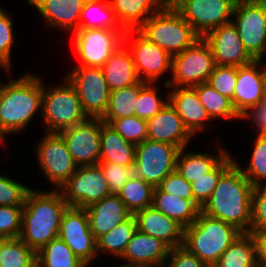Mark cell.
Here are the masks:
<instances>
[{"mask_svg": "<svg viewBox=\"0 0 266 267\" xmlns=\"http://www.w3.org/2000/svg\"><path fill=\"white\" fill-rule=\"evenodd\" d=\"M215 67L209 43L200 37L189 48L172 57V79H167L165 86L193 87L208 82Z\"/></svg>", "mask_w": 266, "mask_h": 267, "instance_id": "cell-7", "label": "cell"}, {"mask_svg": "<svg viewBox=\"0 0 266 267\" xmlns=\"http://www.w3.org/2000/svg\"><path fill=\"white\" fill-rule=\"evenodd\" d=\"M167 93L170 105L176 110L185 127L193 135L203 131L207 121L212 120L193 87H174Z\"/></svg>", "mask_w": 266, "mask_h": 267, "instance_id": "cell-23", "label": "cell"}, {"mask_svg": "<svg viewBox=\"0 0 266 267\" xmlns=\"http://www.w3.org/2000/svg\"><path fill=\"white\" fill-rule=\"evenodd\" d=\"M125 30L78 29L74 49L81 60L78 66L102 67L111 54L123 44Z\"/></svg>", "mask_w": 266, "mask_h": 267, "instance_id": "cell-14", "label": "cell"}, {"mask_svg": "<svg viewBox=\"0 0 266 267\" xmlns=\"http://www.w3.org/2000/svg\"><path fill=\"white\" fill-rule=\"evenodd\" d=\"M3 84L0 81V137L4 141L7 134L24 130L34 114L41 112L43 82L29 72Z\"/></svg>", "mask_w": 266, "mask_h": 267, "instance_id": "cell-3", "label": "cell"}, {"mask_svg": "<svg viewBox=\"0 0 266 267\" xmlns=\"http://www.w3.org/2000/svg\"><path fill=\"white\" fill-rule=\"evenodd\" d=\"M154 187L136 177L129 179L118 193L128 211L134 215L136 212L153 205Z\"/></svg>", "mask_w": 266, "mask_h": 267, "instance_id": "cell-37", "label": "cell"}, {"mask_svg": "<svg viewBox=\"0 0 266 267\" xmlns=\"http://www.w3.org/2000/svg\"><path fill=\"white\" fill-rule=\"evenodd\" d=\"M167 260V267H209L184 246L172 248Z\"/></svg>", "mask_w": 266, "mask_h": 267, "instance_id": "cell-51", "label": "cell"}, {"mask_svg": "<svg viewBox=\"0 0 266 267\" xmlns=\"http://www.w3.org/2000/svg\"><path fill=\"white\" fill-rule=\"evenodd\" d=\"M132 34L134 39H131ZM123 44L131 54L141 81L154 84L168 69L171 71L172 57L138 30H127Z\"/></svg>", "mask_w": 266, "mask_h": 267, "instance_id": "cell-12", "label": "cell"}, {"mask_svg": "<svg viewBox=\"0 0 266 267\" xmlns=\"http://www.w3.org/2000/svg\"><path fill=\"white\" fill-rule=\"evenodd\" d=\"M238 74V67L216 65L210 75L208 83L221 95L228 97L234 107V92Z\"/></svg>", "mask_w": 266, "mask_h": 267, "instance_id": "cell-43", "label": "cell"}, {"mask_svg": "<svg viewBox=\"0 0 266 267\" xmlns=\"http://www.w3.org/2000/svg\"><path fill=\"white\" fill-rule=\"evenodd\" d=\"M179 150L174 145L146 139L136 145L135 176L158 187L167 175L176 170Z\"/></svg>", "mask_w": 266, "mask_h": 267, "instance_id": "cell-9", "label": "cell"}, {"mask_svg": "<svg viewBox=\"0 0 266 267\" xmlns=\"http://www.w3.org/2000/svg\"><path fill=\"white\" fill-rule=\"evenodd\" d=\"M13 21L0 7V67L8 72L11 70V47L14 42Z\"/></svg>", "mask_w": 266, "mask_h": 267, "instance_id": "cell-45", "label": "cell"}, {"mask_svg": "<svg viewBox=\"0 0 266 267\" xmlns=\"http://www.w3.org/2000/svg\"><path fill=\"white\" fill-rule=\"evenodd\" d=\"M68 207L60 190L30 189L24 201L19 238L37 253L58 238L61 219Z\"/></svg>", "mask_w": 266, "mask_h": 267, "instance_id": "cell-2", "label": "cell"}, {"mask_svg": "<svg viewBox=\"0 0 266 267\" xmlns=\"http://www.w3.org/2000/svg\"><path fill=\"white\" fill-rule=\"evenodd\" d=\"M252 119L254 128H257L258 138H266V98L264 97L239 114V119Z\"/></svg>", "mask_w": 266, "mask_h": 267, "instance_id": "cell-50", "label": "cell"}, {"mask_svg": "<svg viewBox=\"0 0 266 267\" xmlns=\"http://www.w3.org/2000/svg\"><path fill=\"white\" fill-rule=\"evenodd\" d=\"M237 0H177L172 6L204 38L210 31L228 24Z\"/></svg>", "mask_w": 266, "mask_h": 267, "instance_id": "cell-11", "label": "cell"}, {"mask_svg": "<svg viewBox=\"0 0 266 267\" xmlns=\"http://www.w3.org/2000/svg\"><path fill=\"white\" fill-rule=\"evenodd\" d=\"M200 102L203 104L209 117L214 119H239V115L235 111L232 101L217 92L208 82L195 85Z\"/></svg>", "mask_w": 266, "mask_h": 267, "instance_id": "cell-36", "label": "cell"}, {"mask_svg": "<svg viewBox=\"0 0 266 267\" xmlns=\"http://www.w3.org/2000/svg\"><path fill=\"white\" fill-rule=\"evenodd\" d=\"M64 79L63 84L50 89L43 83L41 116L47 133H59L88 119L77 91L66 77Z\"/></svg>", "mask_w": 266, "mask_h": 267, "instance_id": "cell-6", "label": "cell"}, {"mask_svg": "<svg viewBox=\"0 0 266 267\" xmlns=\"http://www.w3.org/2000/svg\"><path fill=\"white\" fill-rule=\"evenodd\" d=\"M256 138L249 166H239L254 187L266 186V138Z\"/></svg>", "mask_w": 266, "mask_h": 267, "instance_id": "cell-41", "label": "cell"}, {"mask_svg": "<svg viewBox=\"0 0 266 267\" xmlns=\"http://www.w3.org/2000/svg\"><path fill=\"white\" fill-rule=\"evenodd\" d=\"M253 188L235 161L221 175L211 197L201 207V212L235 226L242 233H249Z\"/></svg>", "mask_w": 266, "mask_h": 267, "instance_id": "cell-1", "label": "cell"}, {"mask_svg": "<svg viewBox=\"0 0 266 267\" xmlns=\"http://www.w3.org/2000/svg\"><path fill=\"white\" fill-rule=\"evenodd\" d=\"M1 267H36V252L20 238L0 239Z\"/></svg>", "mask_w": 266, "mask_h": 267, "instance_id": "cell-38", "label": "cell"}, {"mask_svg": "<svg viewBox=\"0 0 266 267\" xmlns=\"http://www.w3.org/2000/svg\"><path fill=\"white\" fill-rule=\"evenodd\" d=\"M118 267H132V266L120 265Z\"/></svg>", "mask_w": 266, "mask_h": 267, "instance_id": "cell-55", "label": "cell"}, {"mask_svg": "<svg viewBox=\"0 0 266 267\" xmlns=\"http://www.w3.org/2000/svg\"><path fill=\"white\" fill-rule=\"evenodd\" d=\"M40 170L58 189L76 172L74 162L66 142L59 133H47L36 144Z\"/></svg>", "mask_w": 266, "mask_h": 267, "instance_id": "cell-15", "label": "cell"}, {"mask_svg": "<svg viewBox=\"0 0 266 267\" xmlns=\"http://www.w3.org/2000/svg\"><path fill=\"white\" fill-rule=\"evenodd\" d=\"M30 189L25 184L0 175V206H24L25 197Z\"/></svg>", "mask_w": 266, "mask_h": 267, "instance_id": "cell-46", "label": "cell"}, {"mask_svg": "<svg viewBox=\"0 0 266 267\" xmlns=\"http://www.w3.org/2000/svg\"><path fill=\"white\" fill-rule=\"evenodd\" d=\"M80 98L88 118H101L107 109L110 90L102 68L77 66L66 75Z\"/></svg>", "mask_w": 266, "mask_h": 267, "instance_id": "cell-10", "label": "cell"}, {"mask_svg": "<svg viewBox=\"0 0 266 267\" xmlns=\"http://www.w3.org/2000/svg\"><path fill=\"white\" fill-rule=\"evenodd\" d=\"M146 82L110 91L108 106L101 120H115L135 115L139 91Z\"/></svg>", "mask_w": 266, "mask_h": 267, "instance_id": "cell-33", "label": "cell"}, {"mask_svg": "<svg viewBox=\"0 0 266 267\" xmlns=\"http://www.w3.org/2000/svg\"><path fill=\"white\" fill-rule=\"evenodd\" d=\"M78 167L98 165L100 161L101 118L85 122L59 132Z\"/></svg>", "mask_w": 266, "mask_h": 267, "instance_id": "cell-17", "label": "cell"}, {"mask_svg": "<svg viewBox=\"0 0 266 267\" xmlns=\"http://www.w3.org/2000/svg\"><path fill=\"white\" fill-rule=\"evenodd\" d=\"M58 190H61L69 206L84 209L111 194L99 165L77 167L76 172Z\"/></svg>", "mask_w": 266, "mask_h": 267, "instance_id": "cell-13", "label": "cell"}, {"mask_svg": "<svg viewBox=\"0 0 266 267\" xmlns=\"http://www.w3.org/2000/svg\"><path fill=\"white\" fill-rule=\"evenodd\" d=\"M109 2L125 31L138 30L151 15L166 5L164 0H109Z\"/></svg>", "mask_w": 266, "mask_h": 267, "instance_id": "cell-27", "label": "cell"}, {"mask_svg": "<svg viewBox=\"0 0 266 267\" xmlns=\"http://www.w3.org/2000/svg\"><path fill=\"white\" fill-rule=\"evenodd\" d=\"M264 94L266 98V65H265V73H264Z\"/></svg>", "mask_w": 266, "mask_h": 267, "instance_id": "cell-53", "label": "cell"}, {"mask_svg": "<svg viewBox=\"0 0 266 267\" xmlns=\"http://www.w3.org/2000/svg\"><path fill=\"white\" fill-rule=\"evenodd\" d=\"M235 162L228 153L211 171L191 183L194 201L202 207L211 197L221 175Z\"/></svg>", "mask_w": 266, "mask_h": 267, "instance_id": "cell-39", "label": "cell"}, {"mask_svg": "<svg viewBox=\"0 0 266 267\" xmlns=\"http://www.w3.org/2000/svg\"><path fill=\"white\" fill-rule=\"evenodd\" d=\"M58 237L87 266L97 257V239L93 236L84 208L69 206L64 212Z\"/></svg>", "mask_w": 266, "mask_h": 267, "instance_id": "cell-16", "label": "cell"}, {"mask_svg": "<svg viewBox=\"0 0 266 267\" xmlns=\"http://www.w3.org/2000/svg\"><path fill=\"white\" fill-rule=\"evenodd\" d=\"M124 30L119 24L109 0H86L81 11L79 29Z\"/></svg>", "mask_w": 266, "mask_h": 267, "instance_id": "cell-32", "label": "cell"}, {"mask_svg": "<svg viewBox=\"0 0 266 267\" xmlns=\"http://www.w3.org/2000/svg\"><path fill=\"white\" fill-rule=\"evenodd\" d=\"M249 233L253 235H266V186H256L253 188Z\"/></svg>", "mask_w": 266, "mask_h": 267, "instance_id": "cell-44", "label": "cell"}, {"mask_svg": "<svg viewBox=\"0 0 266 267\" xmlns=\"http://www.w3.org/2000/svg\"><path fill=\"white\" fill-rule=\"evenodd\" d=\"M136 145L126 141L108 123L101 120L100 161L134 166Z\"/></svg>", "mask_w": 266, "mask_h": 267, "instance_id": "cell-29", "label": "cell"}, {"mask_svg": "<svg viewBox=\"0 0 266 267\" xmlns=\"http://www.w3.org/2000/svg\"><path fill=\"white\" fill-rule=\"evenodd\" d=\"M166 99L167 101L159 97L153 83H147L139 91L135 116L146 121L149 120L169 103L168 97Z\"/></svg>", "mask_w": 266, "mask_h": 267, "instance_id": "cell-42", "label": "cell"}, {"mask_svg": "<svg viewBox=\"0 0 266 267\" xmlns=\"http://www.w3.org/2000/svg\"><path fill=\"white\" fill-rule=\"evenodd\" d=\"M153 206L167 217L176 220L184 228L190 226L201 211L194 199H183L154 187Z\"/></svg>", "mask_w": 266, "mask_h": 267, "instance_id": "cell-28", "label": "cell"}, {"mask_svg": "<svg viewBox=\"0 0 266 267\" xmlns=\"http://www.w3.org/2000/svg\"><path fill=\"white\" fill-rule=\"evenodd\" d=\"M158 187L168 194H173L183 199H194L191 183L184 179L177 170L167 175Z\"/></svg>", "mask_w": 266, "mask_h": 267, "instance_id": "cell-49", "label": "cell"}, {"mask_svg": "<svg viewBox=\"0 0 266 267\" xmlns=\"http://www.w3.org/2000/svg\"><path fill=\"white\" fill-rule=\"evenodd\" d=\"M85 210L91 232L96 239L132 215L118 194H110Z\"/></svg>", "mask_w": 266, "mask_h": 267, "instance_id": "cell-24", "label": "cell"}, {"mask_svg": "<svg viewBox=\"0 0 266 267\" xmlns=\"http://www.w3.org/2000/svg\"><path fill=\"white\" fill-rule=\"evenodd\" d=\"M136 230L137 222L135 216L131 215L127 220L97 239V252L104 251L120 258Z\"/></svg>", "mask_w": 266, "mask_h": 267, "instance_id": "cell-35", "label": "cell"}, {"mask_svg": "<svg viewBox=\"0 0 266 267\" xmlns=\"http://www.w3.org/2000/svg\"><path fill=\"white\" fill-rule=\"evenodd\" d=\"M234 21L245 49L255 60L266 54V0H237Z\"/></svg>", "mask_w": 266, "mask_h": 267, "instance_id": "cell-8", "label": "cell"}, {"mask_svg": "<svg viewBox=\"0 0 266 267\" xmlns=\"http://www.w3.org/2000/svg\"><path fill=\"white\" fill-rule=\"evenodd\" d=\"M138 31L171 57L183 52L200 38L172 5H165L151 15Z\"/></svg>", "mask_w": 266, "mask_h": 267, "instance_id": "cell-5", "label": "cell"}, {"mask_svg": "<svg viewBox=\"0 0 266 267\" xmlns=\"http://www.w3.org/2000/svg\"><path fill=\"white\" fill-rule=\"evenodd\" d=\"M108 123L126 141L138 145L147 139V121L137 116H129L115 120H102Z\"/></svg>", "mask_w": 266, "mask_h": 267, "instance_id": "cell-40", "label": "cell"}, {"mask_svg": "<svg viewBox=\"0 0 266 267\" xmlns=\"http://www.w3.org/2000/svg\"><path fill=\"white\" fill-rule=\"evenodd\" d=\"M98 165L107 179L111 194H118L123 185L135 175L134 166H122L102 161H99Z\"/></svg>", "mask_w": 266, "mask_h": 267, "instance_id": "cell-48", "label": "cell"}, {"mask_svg": "<svg viewBox=\"0 0 266 267\" xmlns=\"http://www.w3.org/2000/svg\"><path fill=\"white\" fill-rule=\"evenodd\" d=\"M137 230L166 243L171 249L183 246L184 227L153 205L134 214Z\"/></svg>", "mask_w": 266, "mask_h": 267, "instance_id": "cell-21", "label": "cell"}, {"mask_svg": "<svg viewBox=\"0 0 266 267\" xmlns=\"http://www.w3.org/2000/svg\"><path fill=\"white\" fill-rule=\"evenodd\" d=\"M261 61L262 60H254L249 64L238 67L234 92V109L238 115L265 97V64L262 68Z\"/></svg>", "mask_w": 266, "mask_h": 267, "instance_id": "cell-22", "label": "cell"}, {"mask_svg": "<svg viewBox=\"0 0 266 267\" xmlns=\"http://www.w3.org/2000/svg\"><path fill=\"white\" fill-rule=\"evenodd\" d=\"M86 0H28L40 12L45 23L67 31L79 29L81 11Z\"/></svg>", "mask_w": 266, "mask_h": 267, "instance_id": "cell-25", "label": "cell"}, {"mask_svg": "<svg viewBox=\"0 0 266 267\" xmlns=\"http://www.w3.org/2000/svg\"><path fill=\"white\" fill-rule=\"evenodd\" d=\"M171 248L163 241L136 230L132 239L120 257L126 266L162 267L169 256Z\"/></svg>", "mask_w": 266, "mask_h": 267, "instance_id": "cell-19", "label": "cell"}, {"mask_svg": "<svg viewBox=\"0 0 266 267\" xmlns=\"http://www.w3.org/2000/svg\"><path fill=\"white\" fill-rule=\"evenodd\" d=\"M23 206H0V239L19 238Z\"/></svg>", "mask_w": 266, "mask_h": 267, "instance_id": "cell-47", "label": "cell"}, {"mask_svg": "<svg viewBox=\"0 0 266 267\" xmlns=\"http://www.w3.org/2000/svg\"><path fill=\"white\" fill-rule=\"evenodd\" d=\"M36 267H87L59 237L36 253Z\"/></svg>", "mask_w": 266, "mask_h": 267, "instance_id": "cell-34", "label": "cell"}, {"mask_svg": "<svg viewBox=\"0 0 266 267\" xmlns=\"http://www.w3.org/2000/svg\"><path fill=\"white\" fill-rule=\"evenodd\" d=\"M241 233L235 226L200 211L197 219L184 228L183 246L212 267Z\"/></svg>", "mask_w": 266, "mask_h": 267, "instance_id": "cell-4", "label": "cell"}, {"mask_svg": "<svg viewBox=\"0 0 266 267\" xmlns=\"http://www.w3.org/2000/svg\"><path fill=\"white\" fill-rule=\"evenodd\" d=\"M166 5H173L177 0H164Z\"/></svg>", "mask_w": 266, "mask_h": 267, "instance_id": "cell-54", "label": "cell"}, {"mask_svg": "<svg viewBox=\"0 0 266 267\" xmlns=\"http://www.w3.org/2000/svg\"><path fill=\"white\" fill-rule=\"evenodd\" d=\"M101 68L110 91L141 82L131 54L124 44L111 54Z\"/></svg>", "mask_w": 266, "mask_h": 267, "instance_id": "cell-26", "label": "cell"}, {"mask_svg": "<svg viewBox=\"0 0 266 267\" xmlns=\"http://www.w3.org/2000/svg\"><path fill=\"white\" fill-rule=\"evenodd\" d=\"M257 243L258 267H266V235H255Z\"/></svg>", "mask_w": 266, "mask_h": 267, "instance_id": "cell-52", "label": "cell"}, {"mask_svg": "<svg viewBox=\"0 0 266 267\" xmlns=\"http://www.w3.org/2000/svg\"><path fill=\"white\" fill-rule=\"evenodd\" d=\"M147 139L186 148L193 135L185 127L176 110L168 103L155 116L147 120ZM192 138V139H191Z\"/></svg>", "mask_w": 266, "mask_h": 267, "instance_id": "cell-20", "label": "cell"}, {"mask_svg": "<svg viewBox=\"0 0 266 267\" xmlns=\"http://www.w3.org/2000/svg\"><path fill=\"white\" fill-rule=\"evenodd\" d=\"M218 150V156H216L205 152H185V148L180 149L176 160V170L184 179L192 183L211 171L229 153L220 147Z\"/></svg>", "mask_w": 266, "mask_h": 267, "instance_id": "cell-30", "label": "cell"}, {"mask_svg": "<svg viewBox=\"0 0 266 267\" xmlns=\"http://www.w3.org/2000/svg\"><path fill=\"white\" fill-rule=\"evenodd\" d=\"M204 39L212 49L216 65L240 67L255 60L245 49L232 22L210 31Z\"/></svg>", "mask_w": 266, "mask_h": 267, "instance_id": "cell-18", "label": "cell"}, {"mask_svg": "<svg viewBox=\"0 0 266 267\" xmlns=\"http://www.w3.org/2000/svg\"><path fill=\"white\" fill-rule=\"evenodd\" d=\"M212 267H258L255 235L241 233Z\"/></svg>", "mask_w": 266, "mask_h": 267, "instance_id": "cell-31", "label": "cell"}]
</instances>
